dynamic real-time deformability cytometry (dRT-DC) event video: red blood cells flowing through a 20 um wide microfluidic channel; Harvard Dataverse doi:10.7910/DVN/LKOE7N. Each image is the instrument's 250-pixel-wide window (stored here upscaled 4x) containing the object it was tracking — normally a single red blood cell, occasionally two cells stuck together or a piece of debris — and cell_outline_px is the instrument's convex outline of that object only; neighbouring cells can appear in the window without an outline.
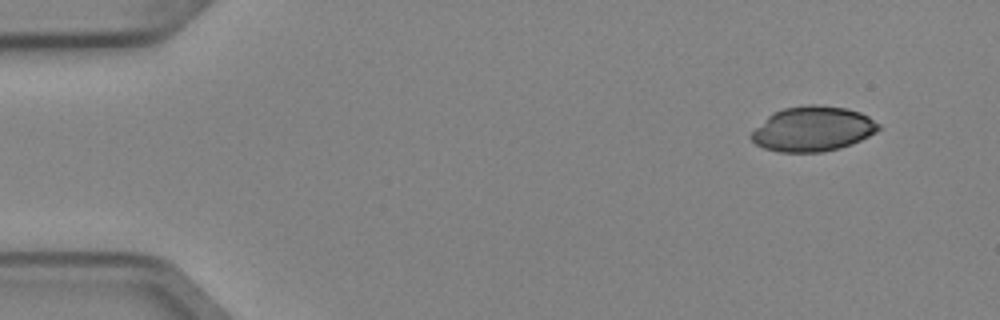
{"species": "Egyptian fruit bat (a non-hibernating species)", "species_latin": "Rousettus aegyptiacus", "temperature_condition": "cold", "stored_images_in_passage": 5, "segment_of_instrument_passage": [2, 2], "camera_frame_rate_fps": 3000, "um_per_image_px": 0.085, "animal": {"sex": "female"}, "frame": {"image": 1, "passage_image": 5, "time_ms": 1.333, "image_size_px": [1000, 320], "cell_outline_px": [[880, 128], [876, 132], [852, 144], [840, 148], [824, 152], [780, 152], [764, 148], [756, 144], [748, 136], [772, 112], [784, 108], [808, 104], [820, 104], [848, 108], [860, 112], [868, 116], [880, 124]], "centroid_in_image_um": [69.1, 10.95], "position_along_channel_um": 15.9, "area_um2": 33.47}}